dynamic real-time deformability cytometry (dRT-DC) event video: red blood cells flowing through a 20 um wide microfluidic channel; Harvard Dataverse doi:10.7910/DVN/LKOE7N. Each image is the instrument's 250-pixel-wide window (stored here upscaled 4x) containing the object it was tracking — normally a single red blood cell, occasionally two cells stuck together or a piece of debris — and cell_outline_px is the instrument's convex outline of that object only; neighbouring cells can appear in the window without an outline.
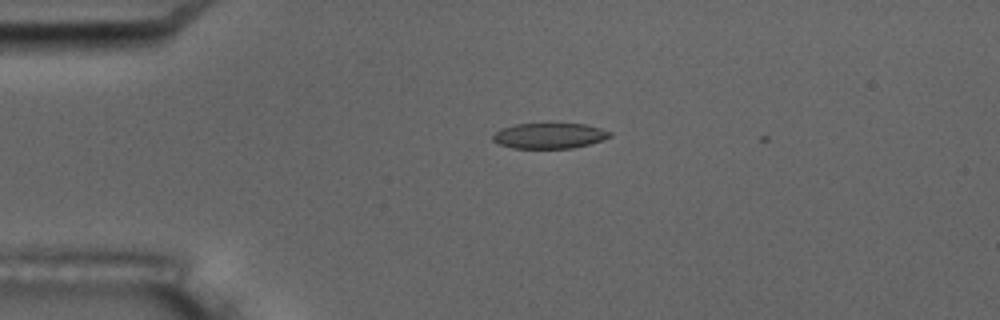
{"species": "common noctule bat (a hibernating species)", "species_latin": "Nyctalus noctula", "temperature_condition": "room temperature", "stored_images_in_passage": 5, "camera_frame_rate_fps": 3000, "um_per_image_px": 0.085, "animal": {"sex": "male", "body_mass_g": 17.5, "forearm_length_mm": 52.3}, "frame": {"image": 1, "passage_image": 4, "time_ms": 4.333, "image_size_px": [1000, 320], "cell_outline_px": [[612, 136], [588, 144], [572, 148], [512, 148], [500, 144], [492, 140], [492, 136], [500, 128], [516, 124], [584, 124], [600, 128], [612, 132]], "centroid_in_image_um": [46.67, 11.54], "position_along_channel_um": 38.3, "area_um2": 17.22}}